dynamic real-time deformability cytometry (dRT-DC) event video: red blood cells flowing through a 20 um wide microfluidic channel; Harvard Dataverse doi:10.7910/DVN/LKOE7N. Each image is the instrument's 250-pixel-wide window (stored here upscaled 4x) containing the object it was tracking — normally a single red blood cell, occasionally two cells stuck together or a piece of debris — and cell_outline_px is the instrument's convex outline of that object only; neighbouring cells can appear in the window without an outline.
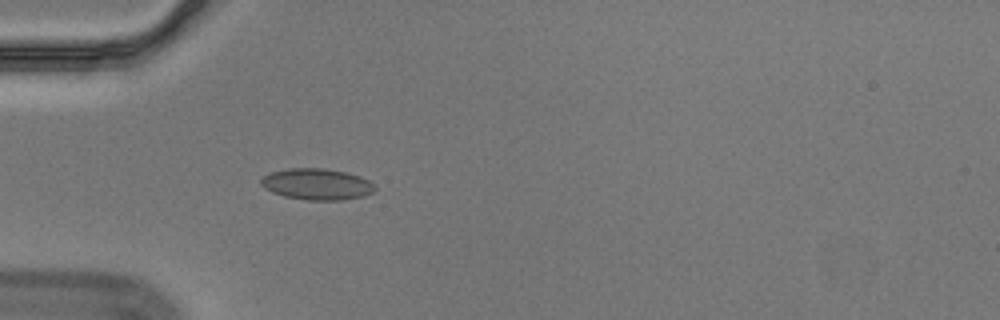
{"species": "Egyptian fruit bat (a non-hibernating species)", "species_latin": "Rousettus aegyptiacus", "temperature_condition": "cold", "stored_images_in_passage": 40, "camera_frame_rate_fps": 3000, "um_per_image_px": 0.085, "animal": {"sex": "male"}, "frame": {"image": 1, "passage_image": 1, "time_ms": 0.0, "image_size_px": [1000, 320], "cell_outline_px": [[376, 188], [372, 192], [364, 196], [340, 200], [308, 200], [284, 196], [272, 192], [264, 188], [260, 184], [260, 180], [264, 176], [272, 172], [288, 168], [324, 168], [344, 172], [360, 176], [376, 184]], "centroid_in_image_um": [26.94, 15.65], "position_along_channel_um": 58.1, "area_um2": 20.75}}
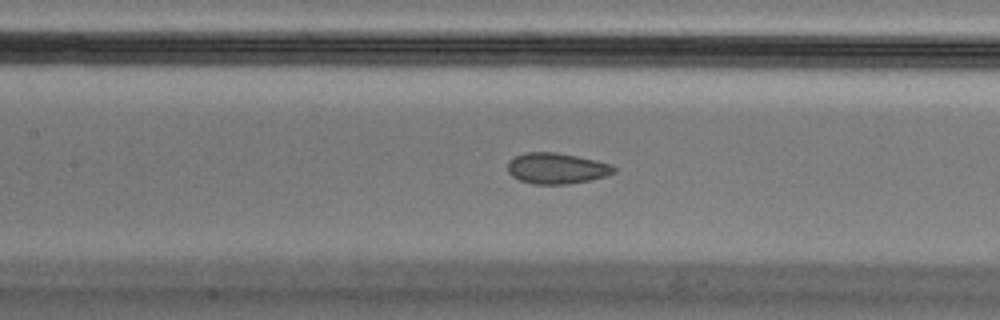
{"frame": {"image": 2, "passage_image": 10, "time_ms": 3.0, "image_size_px": [1000, 320], "cell_outline_px": [[616, 172], [608, 176], [568, 184], [532, 184], [520, 180], [512, 176], [508, 172], [508, 160], [524, 152], [556, 152], [596, 160], [612, 164], [616, 168]], "centroid_in_image_um": [47.33, 14.31], "position_along_channel_um": 160.1, "area_um2": 19.25}}
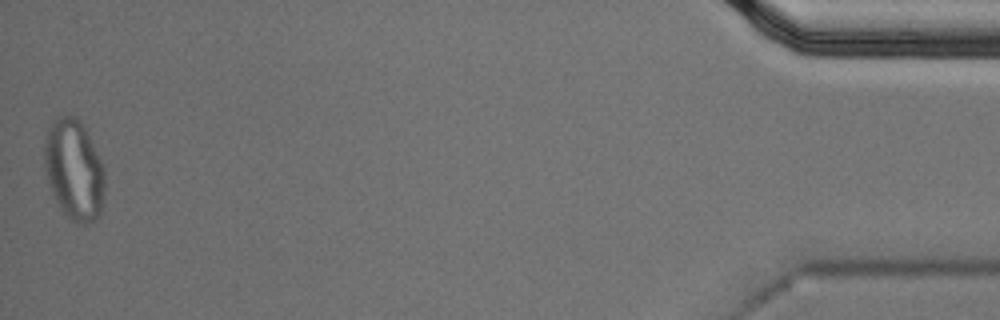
{"frame": {"image": 3, "passage_image": 40, "time_ms": 13.0, "image_size_px": [1000, 320], "cell_outline_px": [[104, 192], [100, 216], [96, 220], [84, 224], [76, 224], [60, 208], [48, 184], [44, 168], [44, 144], [48, 128], [56, 116], [76, 116], [80, 120], [104, 168]], "centroid_in_image_um": [6.28, 14.45], "position_along_channel_um": 428.9, "area_um2": 35.32}, "authors_computed_cell_mechanics": {"area_um2": 20.23, "velocity_mm_per_s": 3.5446, "shape_relaxation_time_tau1_ms": null, "shape_relaxation_time_tau2_ms": 1.0704, "deformation_change_tau1": null, "deformation_change_tau2": 0.0647}}